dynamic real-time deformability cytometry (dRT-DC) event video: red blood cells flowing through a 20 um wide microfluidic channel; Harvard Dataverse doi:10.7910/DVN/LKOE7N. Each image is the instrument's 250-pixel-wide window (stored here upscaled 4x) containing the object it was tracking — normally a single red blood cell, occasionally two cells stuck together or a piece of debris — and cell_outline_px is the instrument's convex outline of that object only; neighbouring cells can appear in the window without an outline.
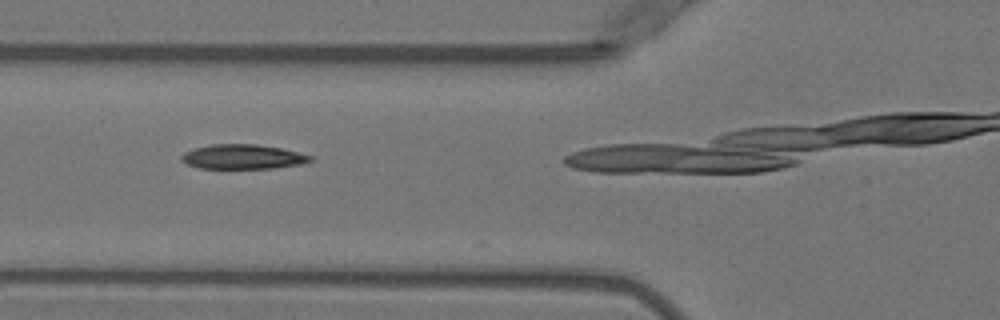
{"species": "Egyptian fruit bat (a non-hibernating species)", "species_latin": "Rousettus aegyptiacus", "temperature_condition": "warm", "stored_images_in_passage": 8, "camera_frame_rate_fps": 3000, "um_per_image_px": 0.085, "animal": {"sex": "female"}, "frame": {"image": 1, "passage_image": 8, "time_ms": 2.333, "image_size_px": [1000, 320], "cell_outline_px": [[808, 148], [788, 164], [772, 168], [752, 172], [696, 172], [684, 168], [684, 152], [772, 148]], "centroid_in_image_um": [62.89, 13.57], "position_along_channel_um": 62.9, "area_um2": 16.76}}